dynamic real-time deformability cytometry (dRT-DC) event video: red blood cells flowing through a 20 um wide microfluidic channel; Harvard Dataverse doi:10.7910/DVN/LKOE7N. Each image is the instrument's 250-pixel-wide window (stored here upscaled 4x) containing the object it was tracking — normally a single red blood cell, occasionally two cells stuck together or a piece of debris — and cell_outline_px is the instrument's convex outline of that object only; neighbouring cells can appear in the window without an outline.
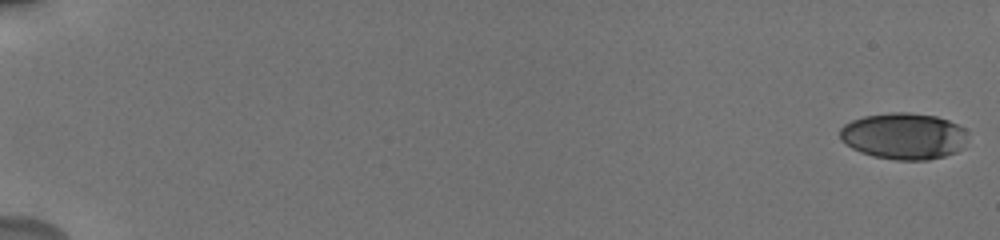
{"species": "human", "species_latin": "Homo sapiens", "temperature_condition": "cold", "stored_images_in_passage": 71, "camera_frame_rate_fps": 3000, "um_per_image_px": 0.085, "donor": {"sex": "male"}, "frame": {"image": 1, "passage_image": 1, "time_ms": 0.0, "image_size_px": [1000, 240], "cell_outline_px": [[964, 148], [956, 152], [944, 156], [928, 160], [896, 160], [872, 156], [860, 152], [844, 144], [840, 140], [840, 128], [844, 124], [852, 120], [864, 116], [888, 112], [908, 112], [936, 116], [948, 120], [964, 128]], "centroid_in_image_um": [76.78, 11.57], "position_along_channel_um": 8.2, "area_um2": 34.74}}
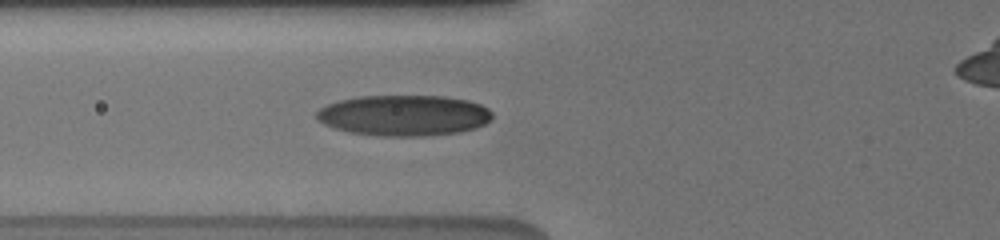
{"frame": {"image": 2, "passage_image": 32, "time_ms": 7.667, "image_size_px": [1000, 240], "cell_outline_px": [[492, 120], [476, 128], [460, 132], [424, 136], [380, 136], [348, 132], [324, 124], [316, 120], [316, 112], [320, 108], [328, 104], [340, 100], [360, 96], [444, 96], [468, 100], [480, 104], [488, 108], [492, 112]], "centroid_in_image_um": [34.35, 9.81], "position_along_channel_um": 91.5, "area_um2": 41.96}}
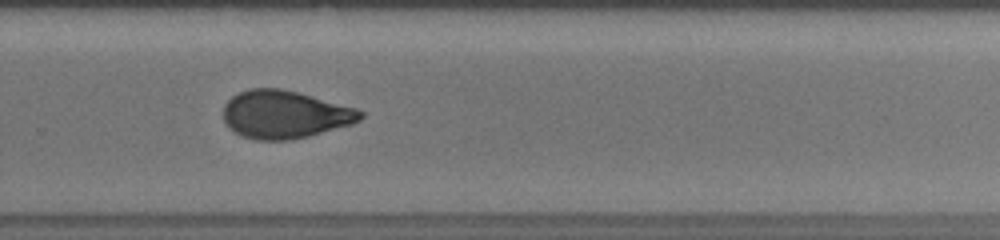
{"frame": {"image": 3, "passage_image": 64, "time_ms": 13.333, "image_size_px": [1000, 240], "cell_outline_px": [[364, 116], [360, 120], [352, 124], [308, 136], [292, 140], [256, 140], [240, 136], [224, 120], [224, 104], [232, 96], [240, 92], [252, 88], [280, 88], [300, 92], [356, 108], [364, 112]], "centroid_in_image_um": [24.23, 9.72], "position_along_channel_um": 305.6, "area_um2": 38.26}}